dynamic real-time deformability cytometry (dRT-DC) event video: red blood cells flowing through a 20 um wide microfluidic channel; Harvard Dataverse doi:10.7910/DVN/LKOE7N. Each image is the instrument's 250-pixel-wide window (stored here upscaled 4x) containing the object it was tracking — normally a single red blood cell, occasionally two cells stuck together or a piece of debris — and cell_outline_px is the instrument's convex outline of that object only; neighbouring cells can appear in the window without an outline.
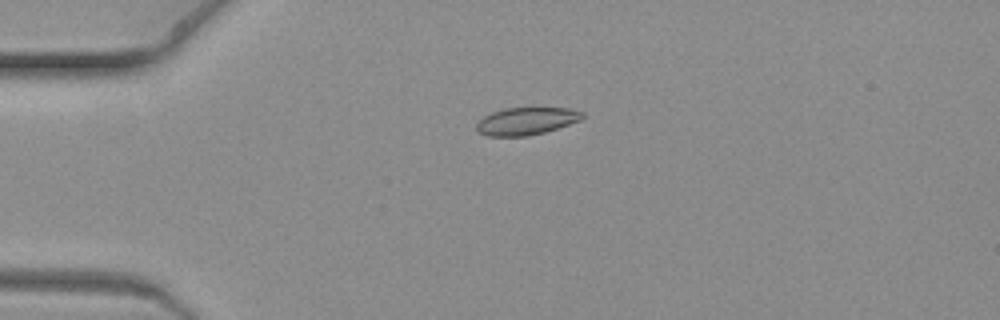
{"species": "common noctule bat (a hibernating species)", "species_latin": "Nyctalus noctula", "temperature_condition": "warm", "stored_images_in_passage": 7, "camera_frame_rate_fps": 3000, "um_per_image_px": 0.085, "animal": {"sex": "female", "body_mass_g": 19.3, "forearm_length_mm": 54.1}, "frame": {"image": 1, "passage_image": 5, "time_ms": 1.333, "image_size_px": [1000, 320], "cell_outline_px": [[584, 116], [580, 120], [544, 132], [528, 136], [488, 136], [476, 132], [476, 124], [484, 116], [492, 112], [504, 108], [568, 108], [584, 112]], "centroid_in_image_um": [44.7, 10.29], "position_along_channel_um": 40.3, "area_um2": 16.88}}
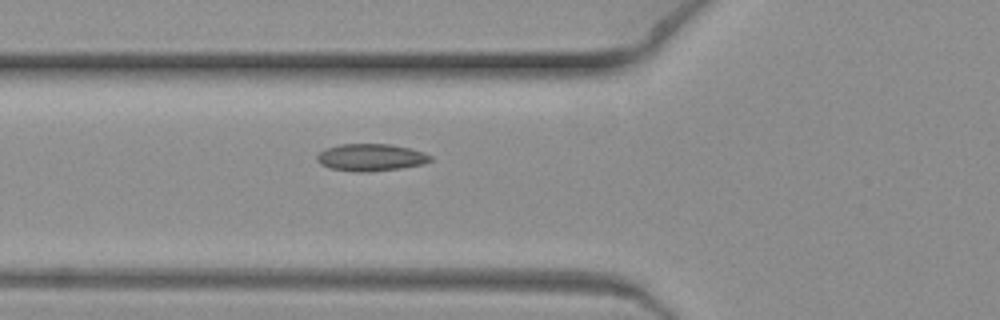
{"frame": {"image": 2, "passage_image": 7, "time_ms": 2.0, "image_size_px": [1000, 320], "cell_outline_px": [[432, 160], [424, 164], [400, 168], [368, 172], [356, 172], [332, 168], [320, 164], [316, 160], [316, 156], [324, 148], [340, 144], [392, 144], [424, 152], [432, 156]], "centroid_in_image_um": [31.52, 13.37], "position_along_channel_um": 94.3, "area_um2": 18.03}}